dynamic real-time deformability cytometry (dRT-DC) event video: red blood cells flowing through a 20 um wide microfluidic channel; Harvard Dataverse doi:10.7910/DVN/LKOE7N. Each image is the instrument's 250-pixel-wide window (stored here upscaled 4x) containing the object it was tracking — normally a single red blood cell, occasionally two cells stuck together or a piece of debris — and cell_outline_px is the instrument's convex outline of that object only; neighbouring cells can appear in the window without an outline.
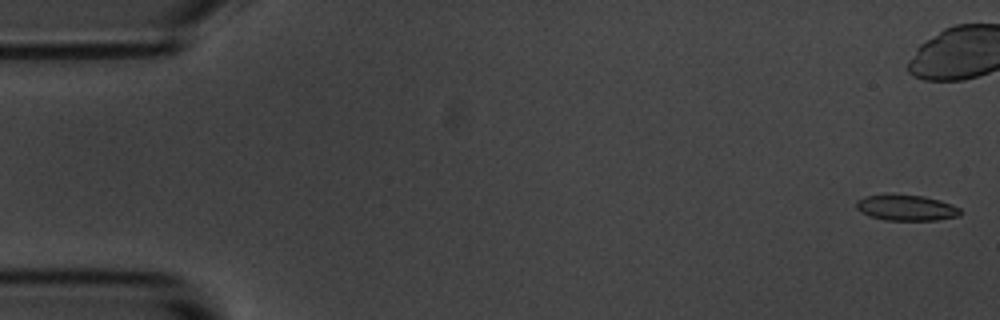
{"species": "common noctule bat (a hibernating species)", "species_latin": "Nyctalus noctula", "temperature_condition": "room temperature", "stored_images_in_passage": 56, "camera_frame_rate_fps": 3000, "um_per_image_px": 0.085, "animal": {"sex": "male", "body_mass_g": 20.1, "forearm_length_mm": 53.5}, "frame": {"image": 1, "passage_image": 2, "time_ms": 0.333, "image_size_px": [1000, 320], "cell_outline_px": [[960, 216], [936, 220], [884, 220], [868, 216], [860, 212], [856, 208], [856, 200], [864, 196], [892, 192], [924, 196], [940, 200], [952, 204], [960, 208]], "centroid_in_image_um": [76.98, 17.63], "position_along_channel_um": 8.0, "area_um2": 16.24}}
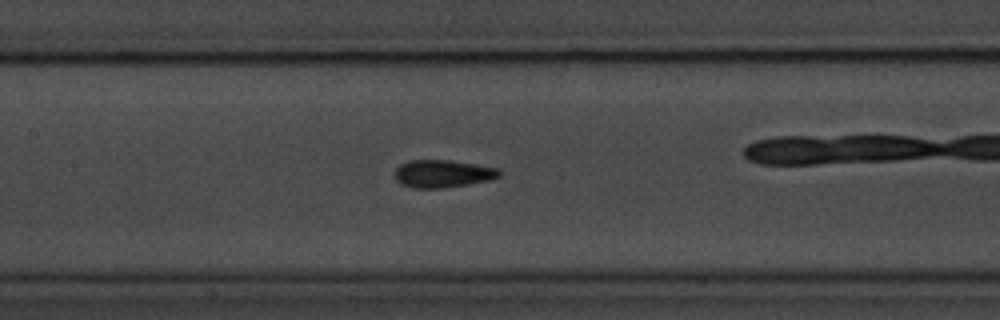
{"frame": {"image": 2, "passage_image": 26, "time_ms": 8.333, "image_size_px": [1000, 320], "cell_outline_px": [[500, 176], [488, 180], [468, 184], [440, 188], [412, 188], [400, 184], [392, 176], [392, 172], [400, 164], [408, 160], [452, 160], [476, 164], [496, 168], [500, 172]], "centroid_in_image_um": [37.53, 14.76], "position_along_channel_um": 169.9, "area_um2": 16.99}}
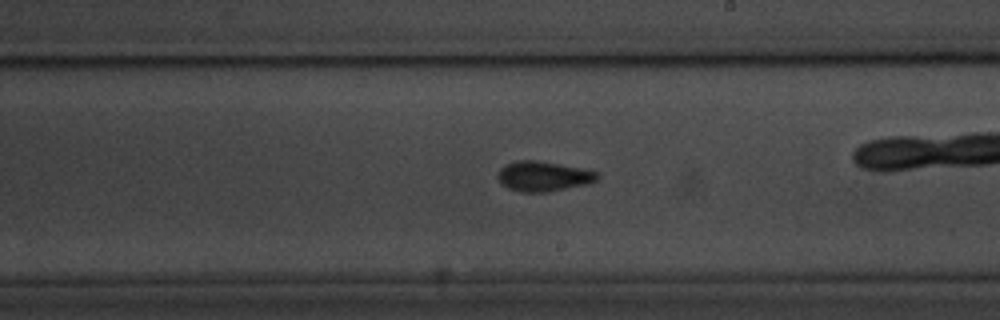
{"frame": {"image": 3, "passage_image": 32, "time_ms": 10.333, "image_size_px": [1000, 320], "cell_outline_px": [[600, 176], [596, 180], [588, 184], [548, 192], [520, 192], [508, 188], [500, 184], [496, 176], [500, 168], [516, 160], [536, 160], [580, 168], [596, 172]], "centroid_in_image_um": [46.14, 14.99], "position_along_channel_um": 242.9, "area_um2": 17.4}, "authors_computed_cell_mechanics": {"area_um2": 16.2129, "velocity_mm_per_s": 3.6603, "shape_relaxation_time_tau1_ms": 3.8751, "shape_relaxation_time_tau2_ms": 1.8554, "deformation_change_tau1": 0.1264, "deformation_change_tau2": 0.0797}}